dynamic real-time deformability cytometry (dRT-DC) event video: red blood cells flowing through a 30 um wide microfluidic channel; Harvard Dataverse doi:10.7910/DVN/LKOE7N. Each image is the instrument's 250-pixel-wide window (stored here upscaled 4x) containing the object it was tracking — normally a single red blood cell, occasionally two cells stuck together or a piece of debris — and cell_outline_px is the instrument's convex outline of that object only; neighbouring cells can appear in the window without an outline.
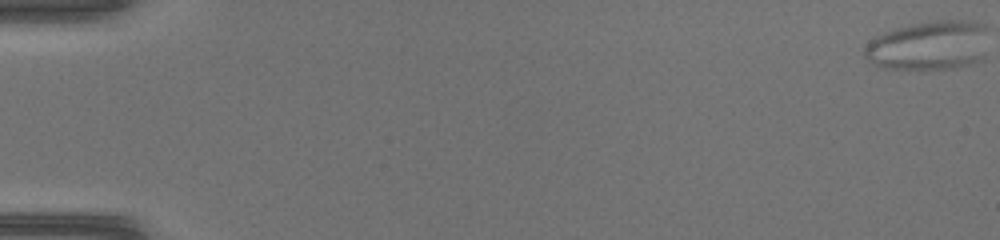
{"species": "common noctule bat (a hibernating species)", "species_latin": "Nyctalus noctula", "temperature_condition": "warm", "stored_images_in_passage": 28, "camera_frame_rate_fps": 3000, "um_per_image_px": 0.085, "animal": {"sex": "female", "body_mass_g": 17.0, "forearm_length_mm": 48.0}, "frame": {"image": 1, "passage_image": 1, "time_ms": 0.0, "image_size_px": [1000, 240], "cell_outline_px": [[984, 28], [980, 56], [976, 60], [944, 68], [884, 68], [872, 64], [864, 56], [864, 48], [876, 36], [884, 32], [916, 24], [944, 20], [956, 20], [984, 24]], "centroid_in_image_um": [78.81, 3.86], "position_along_channel_um": 6.2, "area_um2": 33.64}}
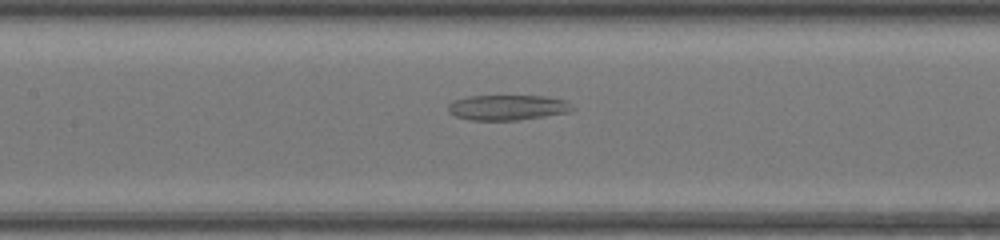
{"frame": {"image": 2, "passage_image": 24, "time_ms": 7.667, "image_size_px": [1000, 240], "cell_outline_px": [[576, 108], [568, 112], [544, 116], [516, 120], [468, 120], [456, 116], [448, 112], [448, 104], [452, 100], [468, 96], [544, 96], [564, 100]], "centroid_in_image_um": [43.09, 9.13], "position_along_channel_um": 164.3, "area_um2": 18.26}}
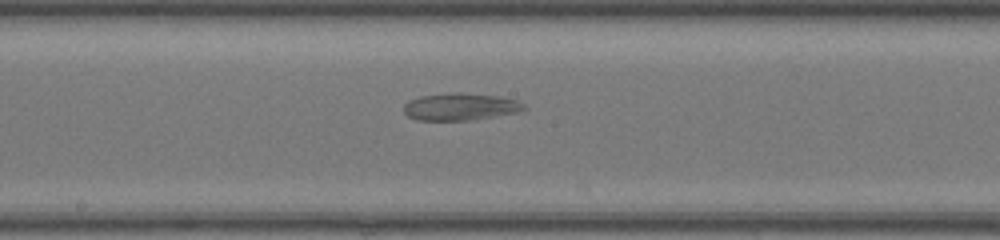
{"frame": {"image": 3, "passage_image": 27, "time_ms": 8.667, "image_size_px": [1000, 240], "cell_outline_px": [[528, 108], [516, 112], [468, 120], [416, 120], [408, 116], [404, 112], [404, 104], [408, 100], [424, 96], [460, 92], [500, 96], [516, 100], [524, 104]], "centroid_in_image_um": [39.12, 9.07], "position_along_channel_um": 209.1, "area_um2": 18.79}}